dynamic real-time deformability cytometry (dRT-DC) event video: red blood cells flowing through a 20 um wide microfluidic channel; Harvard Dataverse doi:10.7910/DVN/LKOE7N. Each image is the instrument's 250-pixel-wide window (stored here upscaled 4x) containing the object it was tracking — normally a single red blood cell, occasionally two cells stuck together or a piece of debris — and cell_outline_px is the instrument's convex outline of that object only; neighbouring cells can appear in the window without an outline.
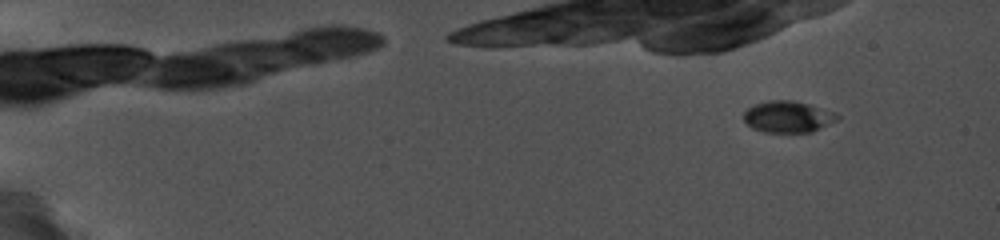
{"species": "common noctule bat (a hibernating species)", "species_latin": "Nyctalus noctula", "temperature_condition": "cold", "stored_images_in_passage": 28, "camera_frame_rate_fps": 5000, "um_per_image_px": 0.085, "animal": {"sex": "female", "body_mass_g": 19.0, "forearm_length_mm": 56.7}, "frame": {"image": 1, "passage_image": 5, "time_ms": 0.8, "image_size_px": [1000, 240], "cell_outline_px": [[840, 120], [812, 132], [764, 132], [752, 128], [744, 120], [744, 112], [748, 108], [756, 104], [768, 100], [792, 100], [808, 104], [836, 112], [840, 116]], "centroid_in_image_um": [67.02, 9.93], "position_along_channel_um": 18.0, "area_um2": 17.28}}
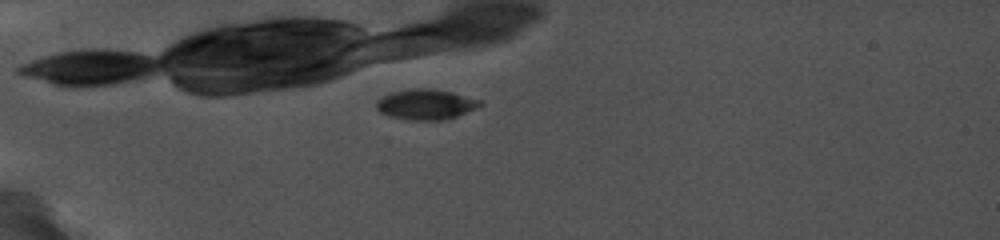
{"frame": {"image": 2, "passage_image": 23, "time_ms": 4.8, "image_size_px": [1000, 240], "cell_outline_px": [[484, 104], [476, 108], [456, 116], [444, 120], [412, 120], [392, 116], [380, 112], [376, 108], [376, 100], [392, 92], [416, 88], [424, 88], [452, 92], [484, 100]], "centroid_in_image_um": [36.24, 8.87], "position_along_channel_um": 48.8, "area_um2": 18.21}}